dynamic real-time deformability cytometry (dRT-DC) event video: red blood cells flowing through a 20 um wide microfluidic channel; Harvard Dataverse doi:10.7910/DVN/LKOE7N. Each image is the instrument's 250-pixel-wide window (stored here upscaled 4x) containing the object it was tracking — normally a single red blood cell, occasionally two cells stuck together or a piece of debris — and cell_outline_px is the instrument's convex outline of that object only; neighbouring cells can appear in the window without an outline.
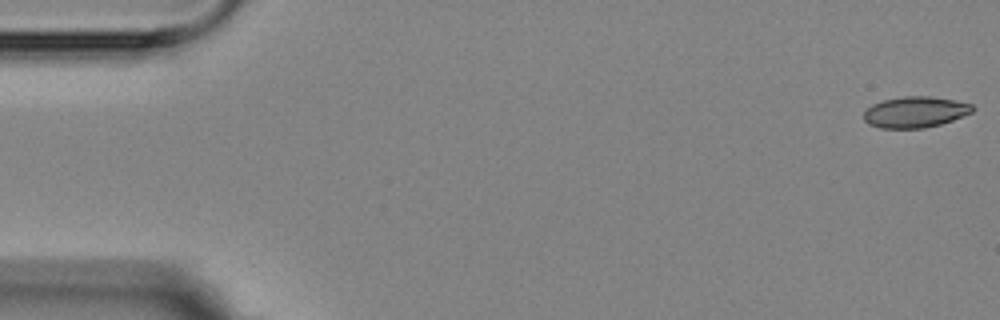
{"species": "Egyptian fruit bat (a non-hibernating species)", "species_latin": "Rousettus aegyptiacus", "temperature_condition": "room temperature", "stored_images_in_passage": 5, "camera_frame_rate_fps": 3000, "um_per_image_px": 0.085, "animal": {"sex": "female"}, "frame": {"image": 1, "passage_image": 1, "time_ms": 0.0, "image_size_px": [1000, 320], "cell_outline_px": [[976, 108], [972, 112], [952, 120], [940, 124], [924, 128], [880, 128], [868, 124], [864, 120], [864, 112], [872, 104], [884, 100], [904, 96], [932, 96], [956, 100], [972, 104]], "centroid_in_image_um": [77.8, 9.52], "position_along_channel_um": 7.2, "area_um2": 19.71}}
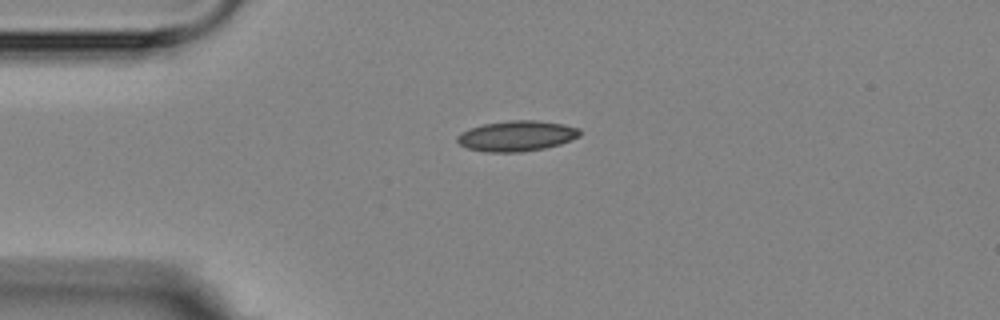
{"frame": {"image": 2, "passage_image": 4, "time_ms": 4.0, "image_size_px": [1000, 320], "cell_outline_px": [[580, 136], [560, 144], [544, 148], [520, 152], [488, 152], [468, 148], [460, 144], [456, 140], [456, 136], [460, 132], [468, 128], [484, 124], [508, 120], [536, 120], [564, 124], [580, 128]], "centroid_in_image_um": [43.9, 11.54], "position_along_channel_um": 41.1, "area_um2": 21.85}}